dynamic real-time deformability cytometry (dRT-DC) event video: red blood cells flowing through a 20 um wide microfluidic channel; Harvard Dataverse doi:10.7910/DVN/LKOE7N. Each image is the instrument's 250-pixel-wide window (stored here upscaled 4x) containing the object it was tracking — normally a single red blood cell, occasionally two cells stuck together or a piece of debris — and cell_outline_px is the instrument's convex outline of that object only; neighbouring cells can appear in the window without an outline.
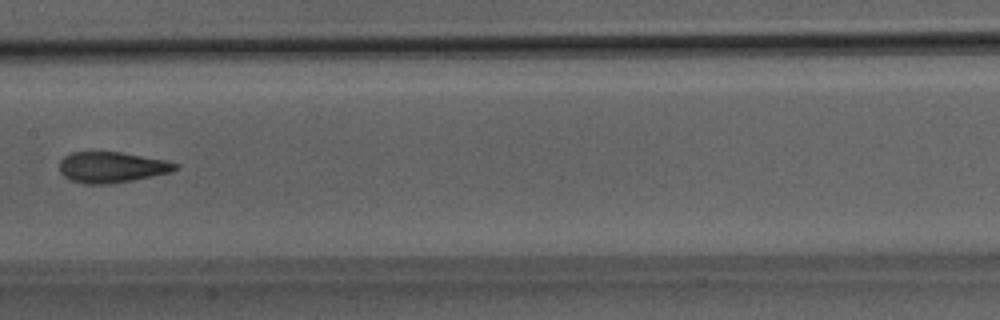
{"species": "Egyptian fruit bat (a non-hibernating species)", "species_latin": "Rousettus aegyptiacus", "temperature_condition": "room temperature", "stored_images_in_passage": 8, "camera_frame_rate_fps": 3000, "um_per_image_px": 0.085, "animal": {"sex": "male"}, "frame": {"image": 1, "passage_image": 8, "time_ms": 2.333, "image_size_px": [1000, 320], "cell_outline_px": [[180, 164], [172, 172], [132, 180], [108, 184], [88, 184], [72, 180], [64, 176], [60, 172], [60, 160], [64, 156], [72, 152], [92, 148], [120, 152], [168, 160]], "centroid_in_image_um": [9.47, 14.16], "position_along_channel_um": 197.9, "area_um2": 21.44}}